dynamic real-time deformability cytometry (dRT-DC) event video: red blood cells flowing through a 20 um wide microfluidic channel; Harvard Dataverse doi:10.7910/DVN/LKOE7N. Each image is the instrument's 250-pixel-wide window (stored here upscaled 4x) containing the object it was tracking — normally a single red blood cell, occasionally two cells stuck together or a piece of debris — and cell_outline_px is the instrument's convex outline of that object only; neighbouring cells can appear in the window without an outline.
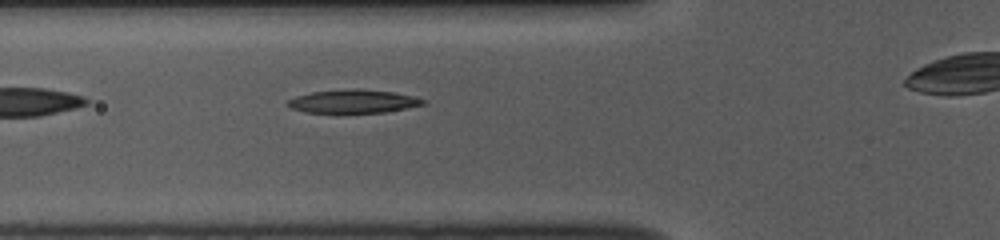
{"species": "common noctule bat (a hibernating species)", "species_latin": "Nyctalus noctula", "temperature_condition": "room temperature", "stored_images_in_passage": 30, "camera_frame_rate_fps": 3000, "um_per_image_px": 0.085, "animal": {"sex": "female", "body_mass_g": 10.0, "forearm_length_mm": 53.1}, "frame": {"image": 1, "passage_image": 3, "time_ms": 0.667, "image_size_px": [1000, 240], "cell_outline_px": [[428, 104], [384, 112], [336, 116], [304, 112], [292, 108], [284, 104], [288, 100], [296, 96], [312, 92], [392, 92], [412, 96], [428, 100]], "centroid_in_image_um": [29.98, 8.73], "position_along_channel_um": 95.8, "area_um2": 18.32}}
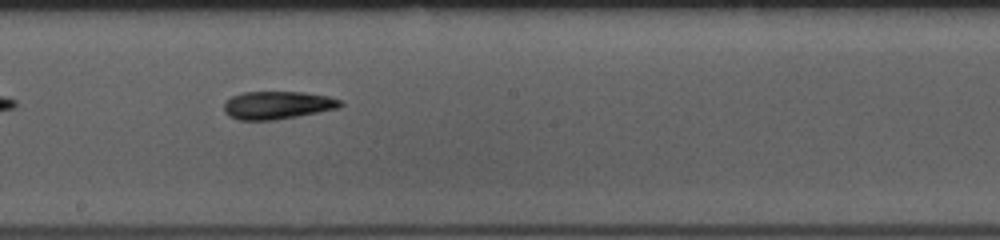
{"frame": {"image": 2, "passage_image": 13, "time_ms": 4.0, "image_size_px": [1000, 240], "cell_outline_px": [[344, 104], [340, 108], [276, 120], [240, 120], [228, 116], [224, 112], [224, 100], [232, 96], [244, 92], [304, 92], [328, 96], [340, 100]], "centroid_in_image_um": [23.57, 8.94], "position_along_channel_um": 224.6, "area_um2": 19.07}}
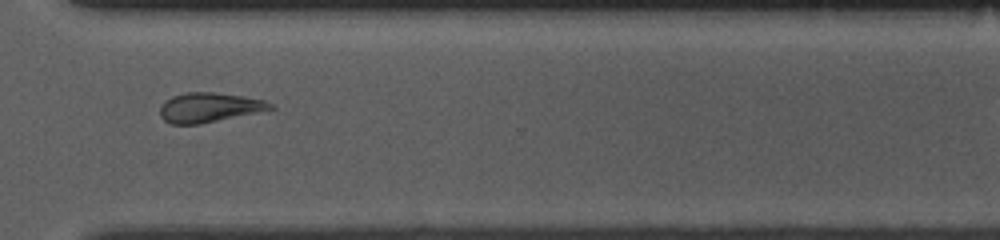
{"frame": {"image": 3, "passage_image": 23, "time_ms": 7.333, "image_size_px": [1000, 240], "cell_outline_px": [[276, 108], [268, 112], [200, 124], [172, 124], [164, 120], [160, 116], [160, 108], [172, 96], [188, 92], [212, 92], [244, 96], [264, 100], [276, 104]], "centroid_in_image_um": [17.93, 9.15], "position_along_channel_um": 352.7, "area_um2": 19.48}, "authors_computed_cell_mechanics": {"area_um2": 18.8717, "velocity_mm_per_s": 3.8487, "shape_relaxation_time_tau1_ms": 5.7171, "shape_relaxation_time_tau2_ms": null, "deformation_change_tau1": 0.1685, "deformation_change_tau2": null}}